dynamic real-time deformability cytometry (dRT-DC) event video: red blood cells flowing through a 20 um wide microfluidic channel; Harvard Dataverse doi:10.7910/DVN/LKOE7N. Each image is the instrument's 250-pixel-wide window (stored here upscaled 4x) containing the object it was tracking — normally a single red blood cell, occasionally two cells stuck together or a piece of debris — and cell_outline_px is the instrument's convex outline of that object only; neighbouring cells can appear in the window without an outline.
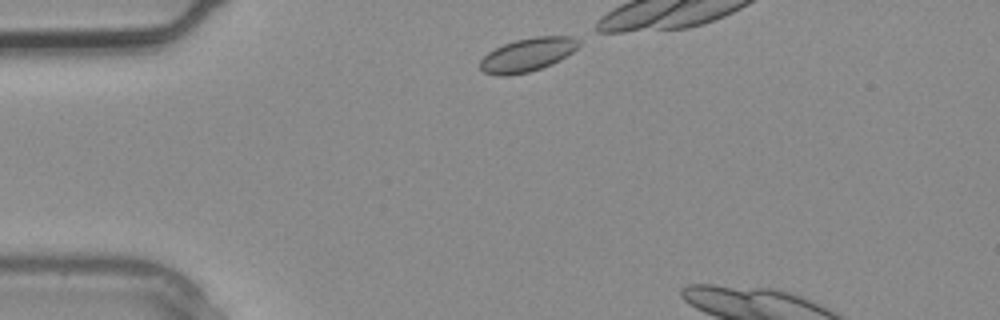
{"species": "common noctule bat (a hibernating species)", "species_latin": "Nyctalus noctula", "temperature_condition": "warm", "stored_images_in_passage": 2, "camera_frame_rate_fps": 3000, "um_per_image_px": 0.085, "animal": {"sex": "male", "body_mass_g": 20.4}, "frame": {"image": 1, "passage_image": 1, "time_ms": 0.0, "image_size_px": [1000, 320], "cell_outline_px": [[580, 44], [572, 52], [560, 60], [552, 64], [528, 72], [508, 76], [496, 76], [484, 72], [480, 68], [480, 60], [488, 52], [504, 44], [516, 40], [536, 36], [572, 36], [580, 40]], "centroid_in_image_um": [44.84, 4.66], "position_along_channel_um": 40.2, "area_um2": 19.25}}